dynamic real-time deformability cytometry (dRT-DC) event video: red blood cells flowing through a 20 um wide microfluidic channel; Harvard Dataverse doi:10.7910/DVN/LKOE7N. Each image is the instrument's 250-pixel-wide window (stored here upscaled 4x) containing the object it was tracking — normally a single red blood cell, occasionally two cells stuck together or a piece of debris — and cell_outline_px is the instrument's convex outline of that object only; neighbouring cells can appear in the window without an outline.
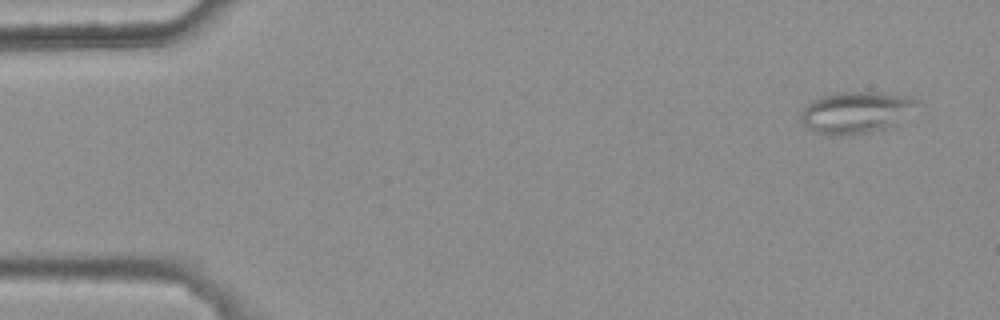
{"species": "common noctule bat (a hibernating species)", "species_latin": "Nyctalus noctula", "temperature_condition": "warm", "stored_images_in_passage": 7, "camera_frame_rate_fps": 3000, "um_per_image_px": 0.085, "animal": {"sex": "female", "body_mass_g": 25.1}, "frame": {"image": 1, "passage_image": 1, "time_ms": 0.0, "image_size_px": [1000, 320], "cell_outline_px": [[924, 104], [896, 124], [884, 128], [868, 132], [840, 136], [824, 136], [812, 132], [800, 120], [800, 112], [808, 104], [824, 96], [844, 92], [876, 92], [912, 96], [920, 100]], "centroid_in_image_um": [72.83, 9.56], "position_along_channel_um": 12.2, "area_um2": 28.67}}
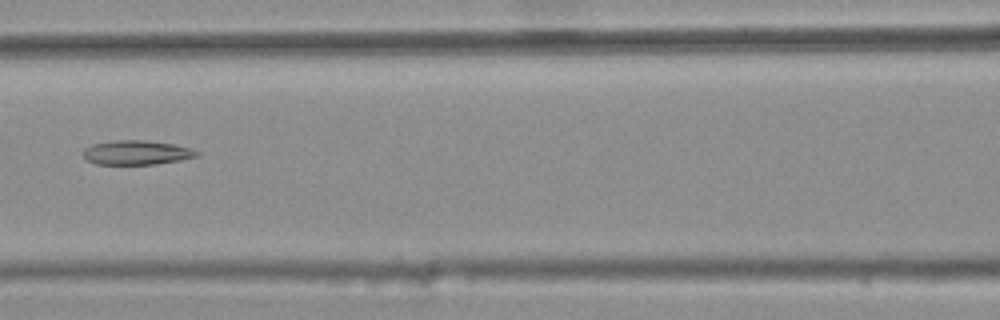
{"frame": {"image": 2, "passage_image": 7, "time_ms": 2.0, "image_size_px": [1000, 320], "cell_outline_px": [[200, 156], [180, 160], [156, 164], [96, 164], [84, 160], [84, 148], [92, 144], [112, 140], [144, 140], [172, 144], [192, 148], [200, 152]], "centroid_in_image_um": [11.61, 12.97], "position_along_channel_um": 155.0, "area_um2": 16.24}}